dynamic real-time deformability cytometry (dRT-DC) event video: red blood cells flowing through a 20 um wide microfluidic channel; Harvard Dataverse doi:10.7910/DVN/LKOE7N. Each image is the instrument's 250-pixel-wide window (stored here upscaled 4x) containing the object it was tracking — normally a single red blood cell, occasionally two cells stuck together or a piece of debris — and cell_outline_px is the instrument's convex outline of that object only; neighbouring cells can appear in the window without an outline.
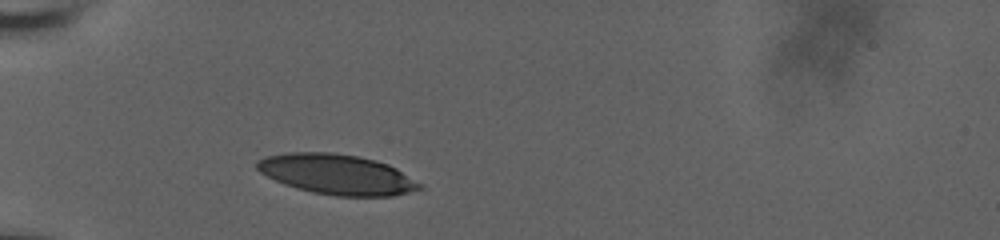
{"species": "human", "species_latin": "Homo sapiens", "temperature_condition": "room temperature", "stored_images_in_passage": 33, "camera_frame_rate_fps": 3000, "um_per_image_px": 0.085, "donor": {"sex": "male"}, "frame": {"image": 1, "passage_image": 1, "time_ms": 0.0, "image_size_px": [1000, 240], "cell_outline_px": [[424, 188], [392, 196], [336, 196], [312, 192], [296, 188], [284, 184], [260, 172], [256, 168], [256, 160], [264, 156], [284, 152], [332, 152], [356, 156], [376, 160], [388, 164], [396, 168], [424, 184]], "centroid_in_image_um": [28.64, 14.81], "position_along_channel_um": 56.4, "area_um2": 38.32}}
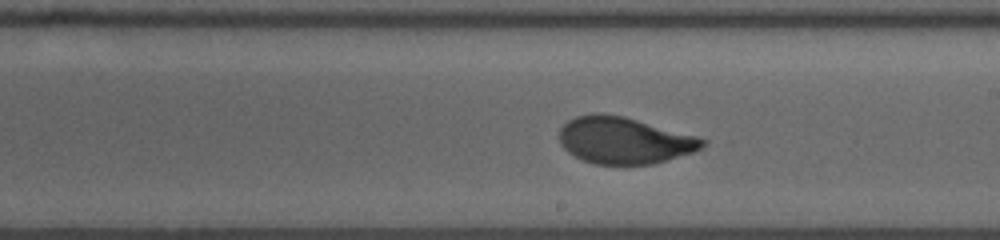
{"frame": {"image": 2, "passage_image": 17, "time_ms": 5.333, "image_size_px": [1000, 240], "cell_outline_px": [[708, 140], [700, 148], [692, 152], [652, 164], [592, 164], [568, 152], [560, 144], [560, 128], [568, 120], [576, 116], [596, 112], [624, 116], [696, 136]], "centroid_in_image_um": [53.02, 11.92], "position_along_channel_um": 236.0, "area_um2": 38.67}}
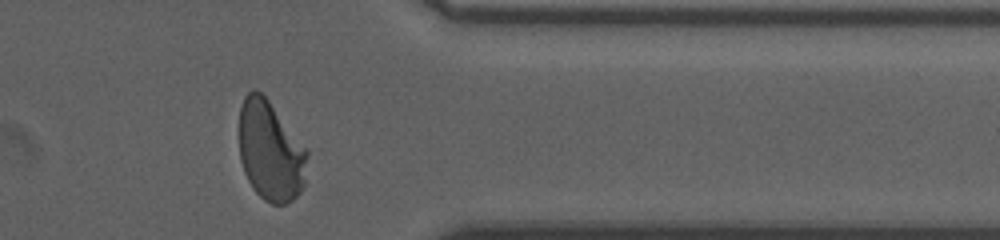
{"frame": {"image": 3, "passage_image": 30, "time_ms": 9.667, "image_size_px": [1000, 240], "cell_outline_px": [[312, 152], [304, 184], [300, 192], [292, 200], [284, 204], [272, 204], [264, 200], [252, 188], [244, 172], [240, 160], [240, 108], [244, 96], [252, 88], [256, 88], [268, 100]], "centroid_in_image_um": [23.04, 12.84], "position_along_channel_um": 388.4, "area_um2": 40.52}, "authors_computed_cell_mechanics": {"area_um2": 39.0728, "velocity_mm_per_s": 3.699, "shape_relaxation_time_tau1_ms": 3.7358, "shape_relaxation_time_tau2_ms": null, "deformation_change_tau1": 0.1891, "deformation_change_tau2": null}}